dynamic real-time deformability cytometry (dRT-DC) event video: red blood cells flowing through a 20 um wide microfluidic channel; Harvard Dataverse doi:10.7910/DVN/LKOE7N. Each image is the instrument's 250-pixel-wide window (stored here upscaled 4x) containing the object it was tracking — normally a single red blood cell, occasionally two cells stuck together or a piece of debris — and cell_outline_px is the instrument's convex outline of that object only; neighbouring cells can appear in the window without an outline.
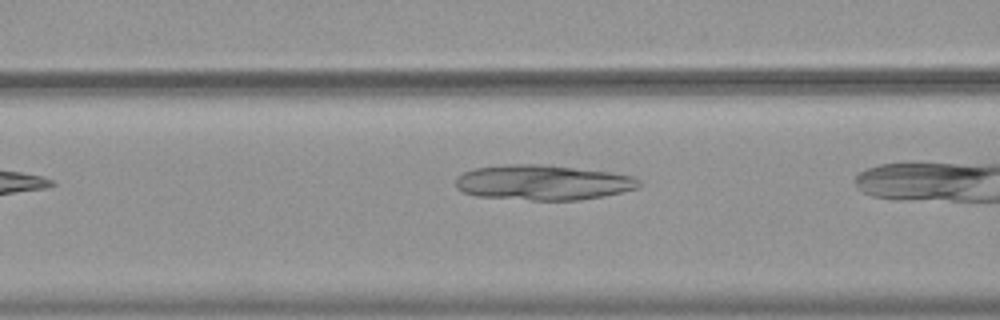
{"species": "common noctule bat (a hibernating species)", "species_latin": "Nyctalus noctula", "temperature_condition": "warm", "stored_images_in_passage": 7, "camera_frame_rate_fps": 3000, "um_per_image_px": 0.085, "animal": {"sex": "female", "body_mass_g": 19.9}, "frame": {"image": 1, "passage_image": 6, "time_ms": 1.667, "image_size_px": [1000, 320], "cell_outline_px": [[640, 188], [600, 196], [576, 200], [532, 200], [476, 196], [464, 192], [456, 188], [456, 176], [464, 172], [476, 168], [508, 164], [540, 164], [612, 172], [632, 176], [640, 180]], "centroid_in_image_um": [46.13, 15.51], "position_along_channel_um": 120.5, "area_um2": 37.4}}